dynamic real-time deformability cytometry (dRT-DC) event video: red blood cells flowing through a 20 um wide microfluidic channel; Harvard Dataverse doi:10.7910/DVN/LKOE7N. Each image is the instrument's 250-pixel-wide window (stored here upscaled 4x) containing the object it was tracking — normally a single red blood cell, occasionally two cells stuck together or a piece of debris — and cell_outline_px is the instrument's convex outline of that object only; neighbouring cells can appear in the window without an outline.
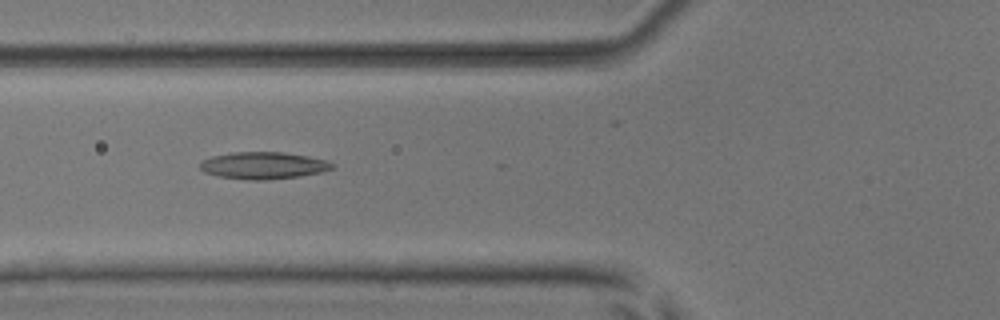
{"species": "common noctule bat (a hibernating species)", "species_latin": "Nyctalus noctula", "temperature_condition": "room temperature", "stored_images_in_passage": 27, "camera_frame_rate_fps": 3000, "um_per_image_px": 0.085, "animal": {"sex": "male", "body_mass_g": 17.9, "forearm_length_mm": 54.2}, "frame": {"image": 1, "passage_image": 4, "time_ms": 1.0, "image_size_px": [1000, 320], "cell_outline_px": [[332, 168], [320, 172], [300, 176], [264, 180], [248, 180], [220, 176], [204, 172], [200, 168], [200, 164], [204, 160], [212, 156], [232, 152], [284, 152], [308, 156], [324, 160], [332, 164]], "centroid_in_image_um": [22.35, 14.06], "position_along_channel_um": 103.4, "area_um2": 20.52}}
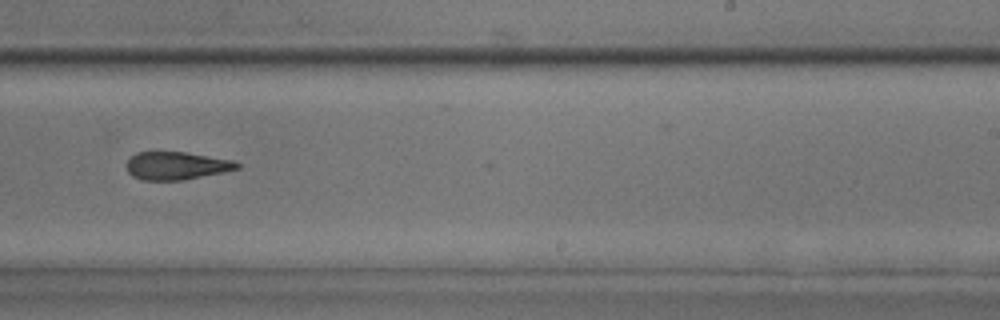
{"frame": {"image": 2, "passage_image": 17, "time_ms": 5.333, "image_size_px": [1000, 320], "cell_outline_px": [[240, 168], [184, 180], [144, 180], [132, 176], [128, 172], [124, 164], [136, 152], [152, 148], [184, 152], [232, 160], [240, 164]], "centroid_in_image_um": [14.89, 14.04], "position_along_channel_um": 274.1, "area_um2": 18.55}}
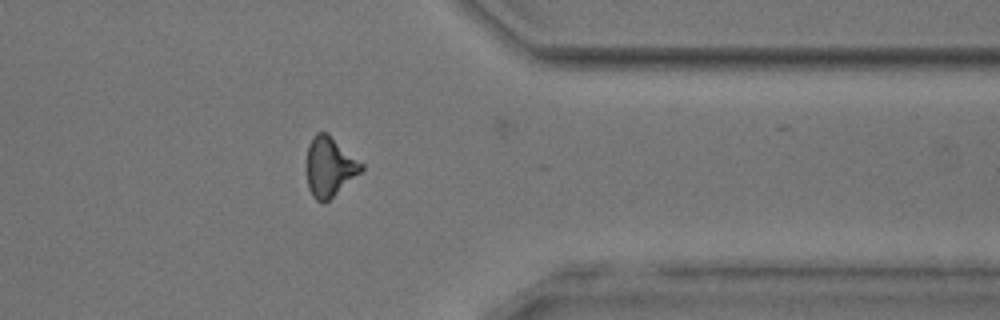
{"frame": {"image": 3, "passage_image": 26, "time_ms": 8.333, "image_size_px": [1000, 320], "cell_outline_px": [[364, 168], [360, 172], [324, 204], [316, 200], [312, 196], [308, 188], [304, 168], [304, 164], [308, 144], [312, 136], [316, 132], [328, 132], [364, 164]], "centroid_in_image_um": [27.95, 14.15], "position_along_channel_um": 383.4, "area_um2": 19.59}}